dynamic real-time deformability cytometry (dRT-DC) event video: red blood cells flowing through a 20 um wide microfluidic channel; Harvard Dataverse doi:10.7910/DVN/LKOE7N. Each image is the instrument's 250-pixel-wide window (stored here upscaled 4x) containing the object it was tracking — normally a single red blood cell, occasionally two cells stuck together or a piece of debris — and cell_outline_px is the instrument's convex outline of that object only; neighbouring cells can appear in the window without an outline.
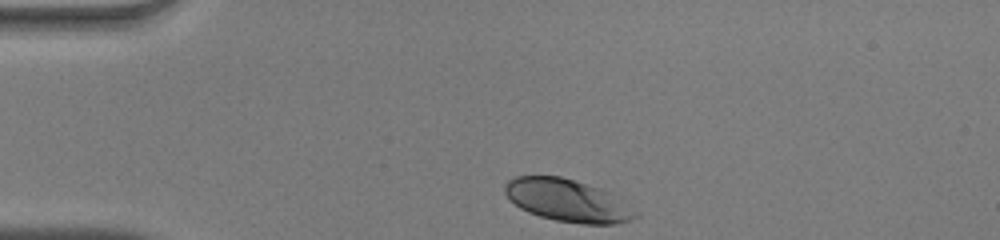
{"species": "human", "species_latin": "Homo sapiens", "temperature_condition": "warm", "stored_images_in_passage": 31, "camera_frame_rate_fps": 3000, "um_per_image_px": 0.085, "donor": {"sex": "male"}, "frame": {"image": 1, "passage_image": 1, "time_ms": 0.0, "image_size_px": [1000, 240], "cell_outline_px": [[640, 216], [632, 220], [612, 224], [584, 224], [556, 220], [540, 216], [528, 212], [520, 208], [508, 200], [504, 192], [504, 184], [508, 180], [516, 176], [560, 176], [600, 188], [640, 212]], "centroid_in_image_um": [48.22, 17.05], "position_along_channel_um": 36.8, "area_um2": 32.25}}
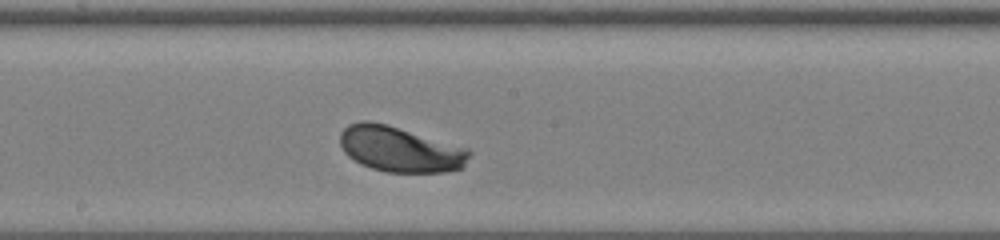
{"frame": {"image": 2, "passage_image": 18, "time_ms": 5.667, "image_size_px": [1000, 240], "cell_outline_px": [[472, 152], [464, 168], [444, 172], [388, 172], [372, 168], [360, 164], [348, 156], [344, 152], [340, 144], [340, 132], [348, 124], [360, 120], [368, 120], [388, 124], [468, 148]], "centroid_in_image_um": [34.0, 12.67], "position_along_channel_um": 214.2, "area_um2": 34.56}}
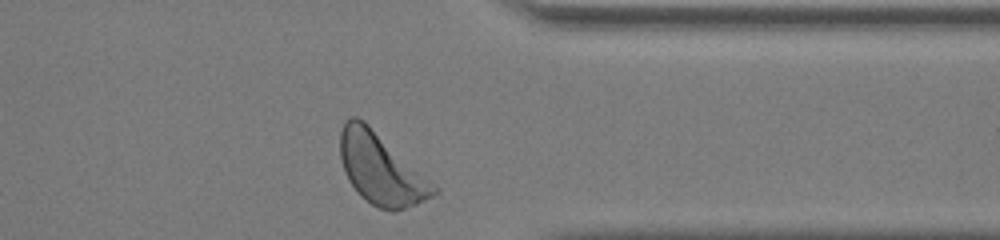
{"frame": {"image": 3, "passage_image": 31, "time_ms": 10.0, "image_size_px": [1000, 240], "cell_outline_px": [[440, 192], [416, 204], [396, 212], [392, 212], [380, 208], [372, 204], [360, 196], [348, 180], [344, 172], [340, 160], [340, 132], [344, 120], [352, 116], [356, 116], [364, 120], [440, 188]], "centroid_in_image_um": [32.38, 14.36], "position_along_channel_um": 379.0, "area_um2": 38.96}, "authors_computed_cell_mechanics": {"area_um2": 33.6396, "velocity_mm_per_s": 3.9396, "shape_relaxation_time_tau1_ms": 1.2964, "shape_relaxation_time_tau2_ms": null, "deformation_change_tau1": 0.1001, "deformation_change_tau2": null}}